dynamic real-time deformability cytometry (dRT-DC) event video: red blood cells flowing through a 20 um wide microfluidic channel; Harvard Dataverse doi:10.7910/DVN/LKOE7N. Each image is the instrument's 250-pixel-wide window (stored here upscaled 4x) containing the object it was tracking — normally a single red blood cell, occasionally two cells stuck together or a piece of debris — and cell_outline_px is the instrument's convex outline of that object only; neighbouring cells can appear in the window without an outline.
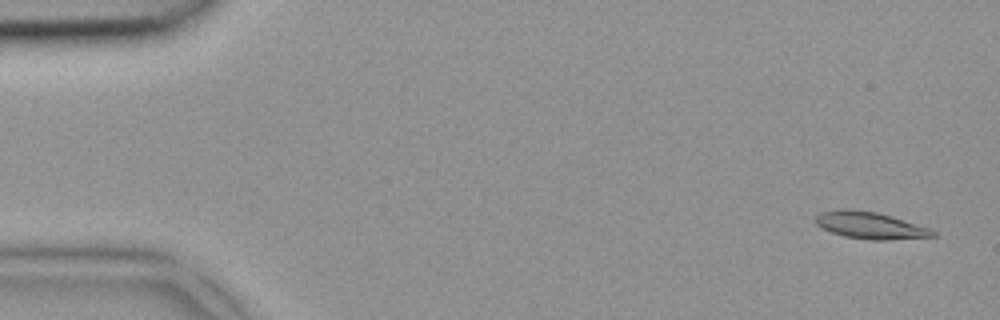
{"species": "common noctule bat (a hibernating species)", "species_latin": "Nyctalus noctula", "temperature_condition": "room temperature", "stored_images_in_passage": 3, "camera_frame_rate_fps": 3000, "um_per_image_px": 0.085, "animal": {"sex": "female", "body_mass_g": 18.4}, "frame": {"image": 1, "passage_image": 1, "time_ms": 0.0, "image_size_px": [1000, 320], "cell_outline_px": [[936, 236], [888, 240], [872, 240], [844, 236], [832, 232], [816, 224], [816, 216], [820, 212], [840, 208], [848, 208], [876, 212], [892, 216], [928, 228], [936, 232]], "centroid_in_image_um": [73.95, 19.14], "position_along_channel_um": 11.1, "area_um2": 18.26}}